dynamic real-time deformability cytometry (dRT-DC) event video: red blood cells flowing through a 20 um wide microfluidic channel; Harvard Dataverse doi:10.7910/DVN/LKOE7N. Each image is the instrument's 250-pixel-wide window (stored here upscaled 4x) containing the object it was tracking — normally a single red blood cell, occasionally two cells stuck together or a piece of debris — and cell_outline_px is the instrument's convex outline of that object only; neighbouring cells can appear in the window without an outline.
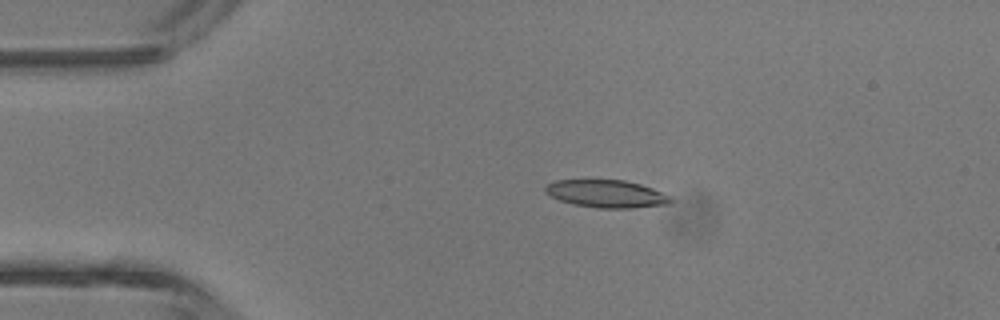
{"species": "common noctule bat (a hibernating species)", "species_latin": "Nyctalus noctula", "temperature_condition": "room temperature", "stored_images_in_passage": 3, "camera_frame_rate_fps": 3000, "um_per_image_px": 0.085, "animal": {"sex": "male", "body_mass_g": 13.3}, "frame": {"image": 1, "passage_image": 2, "time_ms": 1.333, "image_size_px": [1000, 320], "cell_outline_px": [[676, 200], [672, 204], [632, 208], [596, 208], [572, 204], [548, 196], [544, 192], [544, 188], [548, 184], [556, 180], [624, 180], [640, 184], [652, 188]], "centroid_in_image_um": [51.55, 16.48], "position_along_channel_um": 33.5, "area_um2": 20.35}}